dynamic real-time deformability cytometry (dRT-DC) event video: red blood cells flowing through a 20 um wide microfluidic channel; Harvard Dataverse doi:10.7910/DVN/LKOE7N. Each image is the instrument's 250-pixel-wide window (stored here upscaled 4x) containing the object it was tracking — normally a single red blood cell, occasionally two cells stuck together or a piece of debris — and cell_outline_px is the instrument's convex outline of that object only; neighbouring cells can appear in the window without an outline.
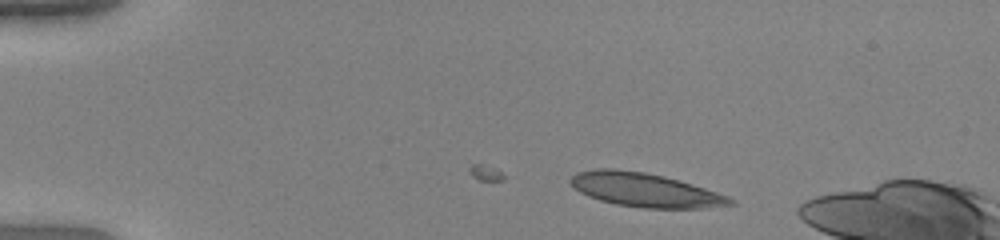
{"species": "human", "species_latin": "Homo sapiens", "temperature_condition": "warm", "stored_images_in_passage": 41, "camera_frame_rate_fps": 3000, "um_per_image_px": 0.085, "donor": {"sex": "female"}, "frame": {"image": 1, "passage_image": 1, "time_ms": 0.0, "image_size_px": [1000, 240], "cell_outline_px": [[736, 204], [704, 208], [644, 208], [616, 204], [600, 200], [588, 196], [580, 192], [568, 180], [576, 172], [596, 168], [616, 168], [644, 172], [664, 176], [692, 184], [728, 196], [736, 200]], "centroid_in_image_um": [54.82, 16.14], "position_along_channel_um": 30.2, "area_um2": 31.5}}
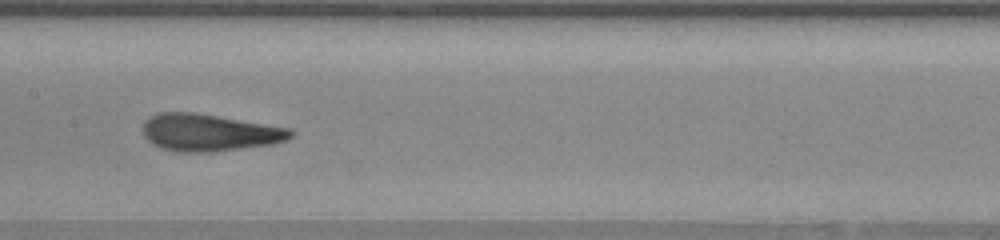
{"frame": {"image": 2, "passage_image": 19, "time_ms": 6.0, "image_size_px": [1000, 240], "cell_outline_px": [[296, 132], [292, 136], [284, 140], [272, 144], [208, 152], [180, 152], [160, 148], [152, 144], [144, 136], [144, 120], [148, 116], [160, 112], [192, 112], [292, 128]], "centroid_in_image_um": [17.77, 11.26], "position_along_channel_um": 189.6, "area_um2": 31.91}}
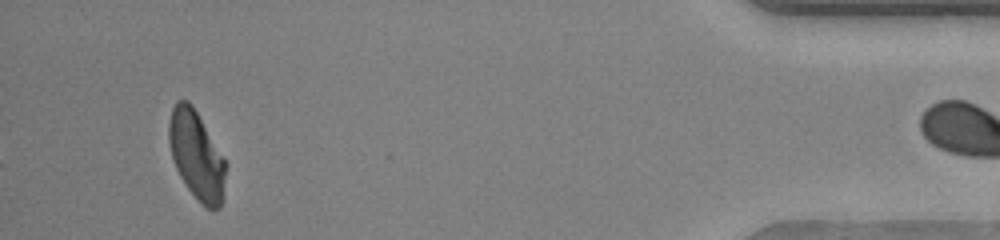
{"frame": {"image": 3, "passage_image": 41, "time_ms": 13.333, "image_size_px": [1000, 240], "cell_outline_px": [[228, 164], [220, 208], [208, 208], [188, 188], [180, 176], [172, 160], [168, 140], [168, 124], [172, 108], [176, 100], [188, 100], [192, 104]], "centroid_in_image_um": [16.69, 13.15], "position_along_channel_um": 418.5, "area_um2": 29.13}, "authors_computed_cell_mechanics": {"area_um2": 31.2698, "velocity_mm_per_s": 3.9709, "shape_relaxation_time_tau1_ms": 3.6185, "shape_relaxation_time_tau2_ms": 0.692, "deformation_change_tau1": 0.1973, "deformation_change_tau2": 0.0877}}